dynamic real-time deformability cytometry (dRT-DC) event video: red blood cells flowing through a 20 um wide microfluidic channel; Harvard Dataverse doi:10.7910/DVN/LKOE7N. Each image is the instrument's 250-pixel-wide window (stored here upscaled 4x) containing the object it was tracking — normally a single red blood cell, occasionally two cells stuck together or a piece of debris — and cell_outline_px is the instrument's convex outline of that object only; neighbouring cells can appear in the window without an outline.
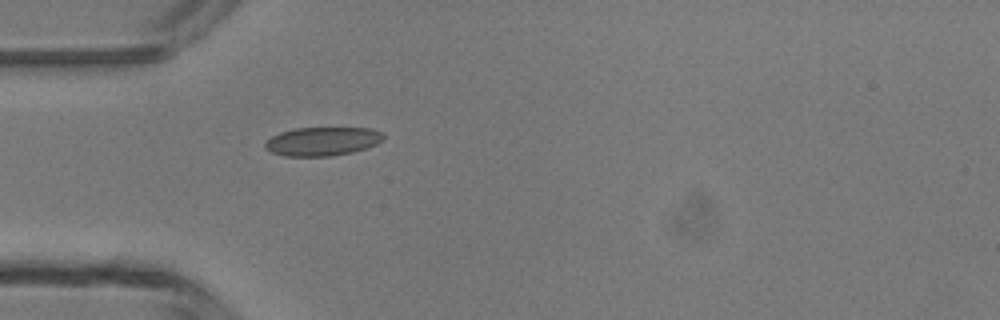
{"species": "common noctule bat (a hibernating species)", "species_latin": "Nyctalus noctula", "temperature_condition": "room temperature", "stored_images_in_passage": 3, "camera_frame_rate_fps": 3000, "um_per_image_px": 0.085, "animal": {"sex": "male", "body_mass_g": 13.3}, "frame": {"image": 1, "passage_image": 3, "time_ms": 2.333, "image_size_px": [1000, 320], "cell_outline_px": [[384, 140], [376, 144], [352, 152], [332, 156], [284, 156], [272, 152], [264, 148], [264, 144], [272, 136], [280, 132], [292, 128], [372, 128], [384, 132]], "centroid_in_image_um": [27.42, 12.01], "position_along_channel_um": 57.6, "area_um2": 19.88}}